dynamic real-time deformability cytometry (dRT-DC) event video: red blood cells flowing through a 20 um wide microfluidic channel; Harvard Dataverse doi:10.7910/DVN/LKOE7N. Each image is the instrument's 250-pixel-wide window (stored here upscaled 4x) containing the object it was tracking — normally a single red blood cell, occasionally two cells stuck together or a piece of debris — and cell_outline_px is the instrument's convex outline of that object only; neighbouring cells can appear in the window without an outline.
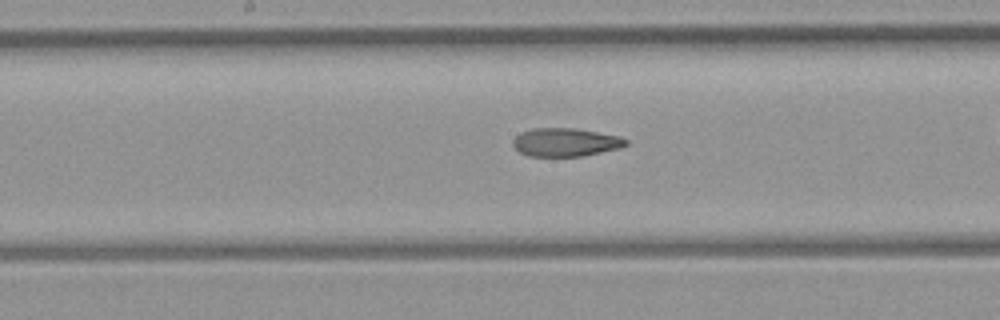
{"species": "common noctule bat (a hibernating species)", "species_latin": "Nyctalus noctula", "temperature_condition": "room temperature", "stored_images_in_passage": 31, "camera_frame_rate_fps": 3000, "um_per_image_px": 0.085, "animal": {"sex": "female", "body_mass_g": 21.9}, "frame": {"image": 1, "passage_image": 14, "time_ms": 4.333, "image_size_px": [1000, 320], "cell_outline_px": [[628, 144], [620, 148], [584, 156], [528, 156], [520, 152], [512, 144], [512, 140], [520, 132], [532, 128], [572, 128], [620, 136], [628, 140]], "centroid_in_image_um": [48.06, 12.09], "position_along_channel_um": 200.1, "area_um2": 18.67}, "authors_computed_cell_mechanics": {"area_um2": 19.8832, "velocity_mm_per_s": 4.3386, "shape_relaxation_time_tau1_ms": null, "shape_relaxation_time_tau2_ms": 4.4808, "deformation_change_tau1": null, "deformation_change_tau2": 0.1347}}